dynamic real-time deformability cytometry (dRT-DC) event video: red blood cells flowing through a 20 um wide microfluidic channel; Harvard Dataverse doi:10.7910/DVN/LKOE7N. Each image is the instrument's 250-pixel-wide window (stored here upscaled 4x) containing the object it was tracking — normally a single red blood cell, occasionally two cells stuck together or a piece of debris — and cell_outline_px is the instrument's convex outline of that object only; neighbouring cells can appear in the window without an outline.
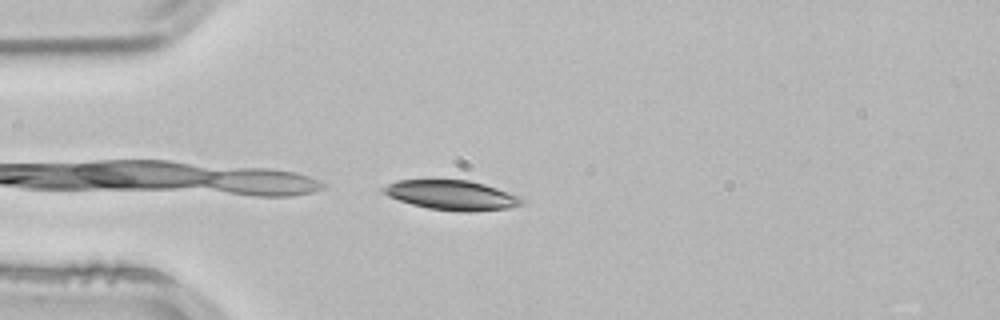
{"species": "common noctule bat (a hibernating species)", "species_latin": "Nyctalus noctula", "temperature_condition": "room temperature", "stored_images_in_passage": 26, "camera_frame_rate_fps": 3000, "um_per_image_px": 0.085, "animal": {"sex": "male", "body_mass_g": 21.5, "forearm_length_mm": 52.0}, "frame": {"image": 1, "passage_image": 1, "time_ms": 0.0, "image_size_px": [1000, 320], "cell_outline_px": [[524, 204], [508, 208], [472, 212], [460, 212], [428, 208], [412, 204], [388, 196], [380, 192], [380, 188], [396, 180], [468, 180], [484, 184], [496, 188], [516, 196], [524, 200]], "centroid_in_image_um": [38.35, 16.59], "position_along_channel_um": 46.6, "area_um2": 23.81}}